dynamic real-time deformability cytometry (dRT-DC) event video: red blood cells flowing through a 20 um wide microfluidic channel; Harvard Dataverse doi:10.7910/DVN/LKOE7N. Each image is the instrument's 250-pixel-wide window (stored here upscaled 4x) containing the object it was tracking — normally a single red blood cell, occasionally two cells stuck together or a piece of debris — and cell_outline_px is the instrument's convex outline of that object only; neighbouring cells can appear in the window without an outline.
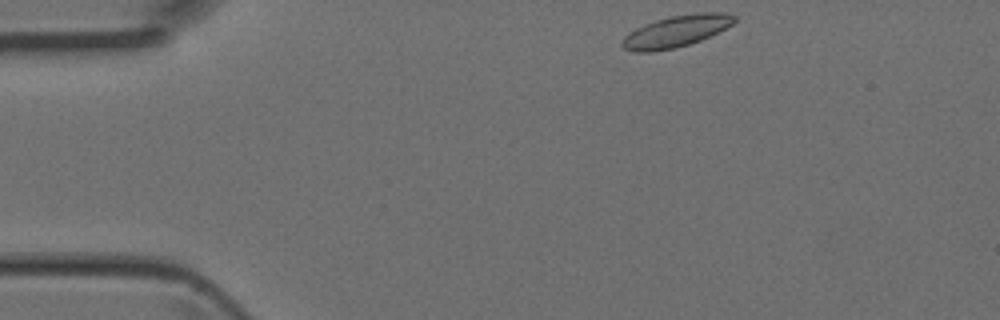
{"species": "Egyptian fruit bat (a non-hibernating species)", "species_latin": "Rousettus aegyptiacus", "temperature_condition": "room temperature", "stored_images_in_passage": 40, "segment_of_instrument_passage": [1, 2], "camera_frame_rate_fps": 3000, "um_per_image_px": 0.085, "animal": {"sex": "female"}, "frame": {"image": 1, "passage_image": 1, "time_ms": 0.0, "image_size_px": [1000, 320], "cell_outline_px": [[736, 20], [732, 24], [700, 40], [676, 48], [652, 52], [636, 52], [624, 48], [620, 44], [624, 36], [628, 32], [644, 24], [656, 20], [672, 16], [700, 12], [724, 12], [736, 16]], "centroid_in_image_um": [57.43, 2.66], "position_along_channel_um": 27.6, "area_um2": 20.52}}
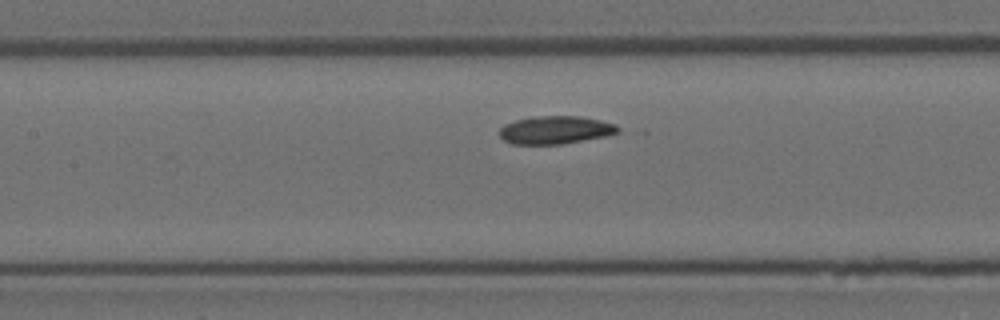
{"frame": {"image": 2, "passage_image": 14, "time_ms": 4.333, "image_size_px": [1000, 320], "cell_outline_px": [[620, 132], [604, 136], [560, 144], [512, 144], [504, 140], [500, 136], [500, 128], [504, 124], [516, 120], [536, 116], [580, 116], [600, 120], [616, 124], [620, 128]], "centroid_in_image_um": [47.21, 11.04], "position_along_channel_um": 160.2, "area_um2": 19.19}}
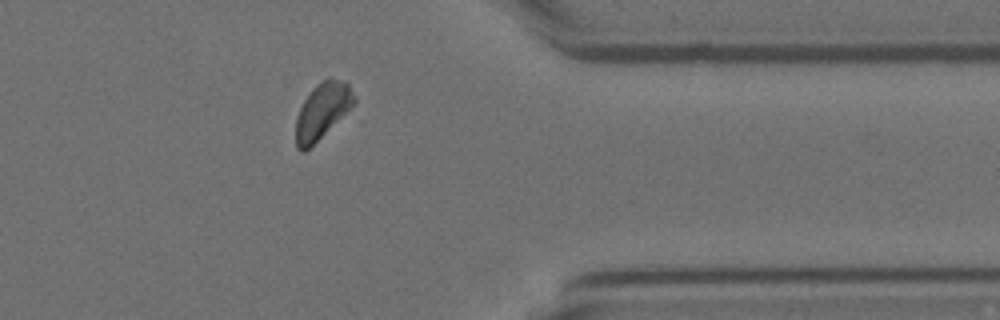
{"frame": {"image": 3, "passage_image": 30, "time_ms": 9.667, "image_size_px": [1000, 320], "cell_outline_px": [[356, 100], [352, 116], [304, 152], [300, 152], [296, 148], [296, 120], [300, 108], [304, 100], [312, 88], [316, 84], [328, 76], [344, 80], [348, 84], [356, 96]], "centroid_in_image_um": [27.51, 9.47], "position_along_channel_um": 383.9, "area_um2": 20.58}}